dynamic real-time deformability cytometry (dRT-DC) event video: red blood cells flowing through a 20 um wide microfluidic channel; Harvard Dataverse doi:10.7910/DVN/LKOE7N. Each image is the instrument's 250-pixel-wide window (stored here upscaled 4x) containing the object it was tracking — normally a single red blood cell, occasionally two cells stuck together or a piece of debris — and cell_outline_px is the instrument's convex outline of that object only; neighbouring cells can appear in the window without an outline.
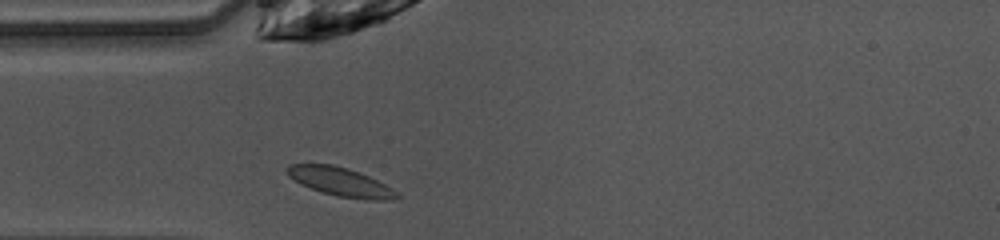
{"species": "common noctule bat (a hibernating species)", "species_latin": "Nyctalus noctula", "temperature_condition": "warm", "stored_images_in_passage": 32, "camera_frame_rate_fps": 3000, "um_per_image_px": 0.085, "animal": {"sex": "female", "body_mass_g": 10.0, "forearm_length_mm": 53.1}, "frame": {"image": 1, "passage_image": 1, "time_ms": 0.0, "image_size_px": [1000, 240], "cell_outline_px": [[400, 196], [392, 200], [368, 200], [336, 196], [312, 188], [288, 176], [284, 168], [288, 164], [332, 164], [348, 168], [368, 176], [392, 188]], "centroid_in_image_um": [28.94, 15.45], "position_along_channel_um": 56.1, "area_um2": 18.09}}
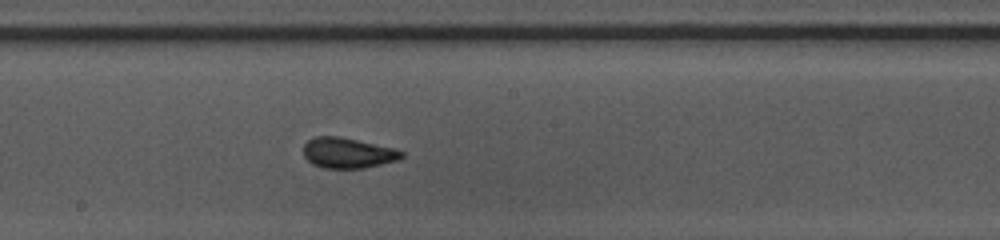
{"frame": {"image": 2, "passage_image": 13, "time_ms": 4.0, "image_size_px": [1000, 240], "cell_outline_px": [[404, 156], [400, 160], [364, 168], [324, 168], [312, 164], [304, 156], [304, 144], [308, 140], [316, 136], [340, 136], [396, 148], [404, 152]], "centroid_in_image_um": [29.6, 12.99], "position_along_channel_um": 218.6, "area_um2": 17.63}}
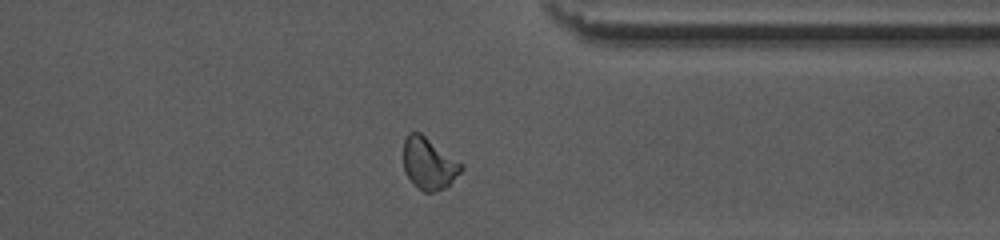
{"frame": {"image": 3, "passage_image": 25, "time_ms": 8.0, "image_size_px": [1000, 240], "cell_outline_px": [[464, 168], [444, 188], [432, 192], [424, 192], [416, 188], [408, 176], [404, 168], [404, 140], [408, 132], [420, 132], [464, 164]], "centroid_in_image_um": [36.45, 13.89], "position_along_channel_um": 375.0, "area_um2": 17.34}}